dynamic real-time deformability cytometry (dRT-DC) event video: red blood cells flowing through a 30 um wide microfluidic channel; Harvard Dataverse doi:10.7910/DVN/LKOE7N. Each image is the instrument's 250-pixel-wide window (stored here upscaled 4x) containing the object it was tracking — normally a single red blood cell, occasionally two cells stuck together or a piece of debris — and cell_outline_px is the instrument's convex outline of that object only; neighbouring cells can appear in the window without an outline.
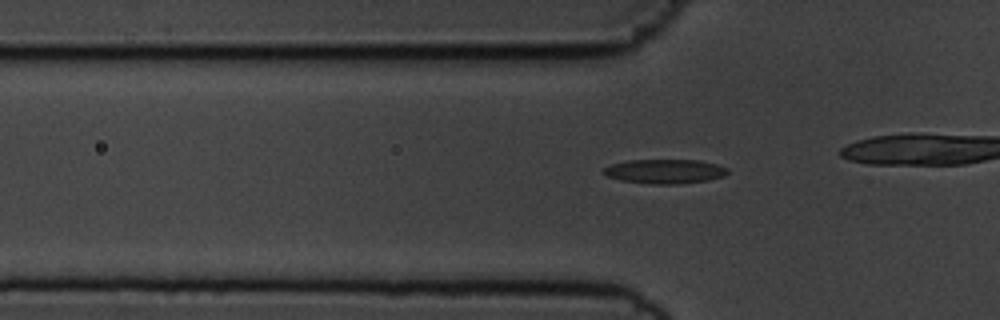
{"species": "common noctule bat (a hibernating species)", "species_latin": "Nyctalus noctula", "temperature_condition": "cold", "stored_images_in_passage": 29, "camera_frame_rate_fps": 3000, "um_per_image_px": 0.085, "animal": {"sex": "male", "body_mass_g": 19.5, "forearm_length_mm": 54.6}, "frame": {"image": 1, "passage_image": 3, "time_ms": 0.667, "image_size_px": [1000, 320], "cell_outline_px": [[728, 172], [724, 176], [708, 180], [676, 184], [652, 184], [620, 180], [608, 176], [600, 172], [604, 168], [612, 164], [628, 160], [700, 160], [716, 164], [728, 168]], "centroid_in_image_um": [56.51, 14.56], "position_along_channel_um": 69.3, "area_um2": 17.57}}
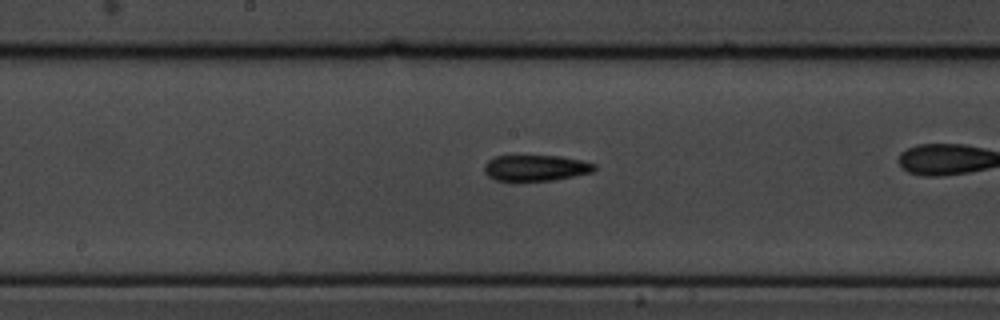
{"frame": {"image": 2, "passage_image": 14, "time_ms": 4.333, "image_size_px": [1000, 320], "cell_outline_px": [[596, 168], [592, 172], [552, 180], [496, 180], [488, 176], [484, 172], [484, 164], [488, 160], [496, 156], [560, 156], [580, 160], [596, 164]], "centroid_in_image_um": [45.52, 14.26], "position_along_channel_um": 202.7, "area_um2": 16.42}}
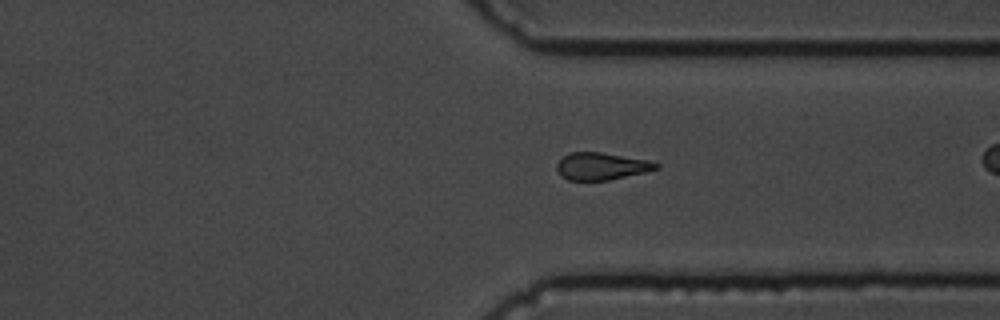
{"frame": {"image": 3, "passage_image": 27, "time_ms": 8.667, "image_size_px": [1000, 320], "cell_outline_px": [[660, 168], [644, 172], [608, 180], [568, 180], [560, 176], [556, 168], [556, 164], [568, 152], [600, 152], [648, 160], [660, 164]], "centroid_in_image_um": [51.1, 14.13], "position_along_channel_um": 360.3, "area_um2": 15.72}}